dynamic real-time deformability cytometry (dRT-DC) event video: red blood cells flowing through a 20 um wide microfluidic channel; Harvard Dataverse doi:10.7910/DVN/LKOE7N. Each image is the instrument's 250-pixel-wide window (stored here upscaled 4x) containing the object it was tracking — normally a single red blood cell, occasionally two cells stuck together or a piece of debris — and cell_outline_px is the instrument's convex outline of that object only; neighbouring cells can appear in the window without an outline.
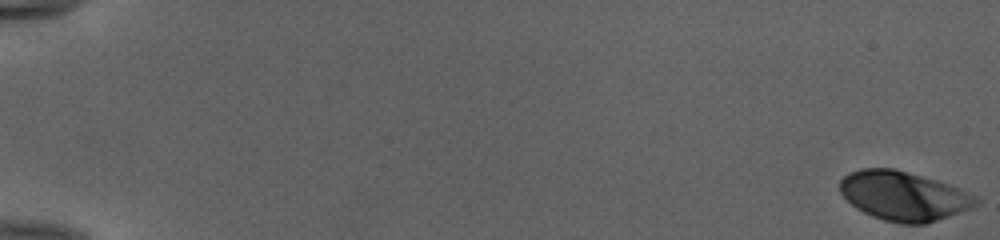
{"species": "human", "species_latin": "Homo sapiens", "temperature_condition": "cold", "stored_images_in_passage": 54, "camera_frame_rate_fps": 3000, "um_per_image_px": 0.085, "donor": {"sex": "female"}, "frame": {"image": 1, "passage_image": 1, "time_ms": 0.0, "image_size_px": [1000, 240], "cell_outline_px": [[980, 204], [972, 208], [924, 224], [900, 224], [884, 220], [872, 216], [856, 208], [840, 192], [840, 180], [848, 172], [860, 168], [896, 168], [936, 180], [948, 184], [968, 192], [976, 196], [980, 200]], "centroid_in_image_um": [76.81, 16.64], "position_along_channel_um": 8.2, "area_um2": 39.07}}
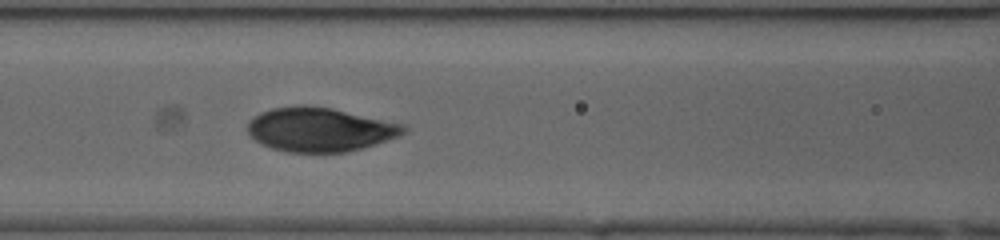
{"frame": {"image": 2, "passage_image": 26, "time_ms": 8.333, "image_size_px": [1000, 240], "cell_outline_px": [[408, 132], [400, 136], [364, 148], [348, 152], [288, 152], [272, 148], [260, 144], [248, 132], [248, 120], [260, 112], [272, 108], [300, 104], [304, 104], [332, 108], [408, 124]], "centroid_in_image_um": [27.25, 11.0], "position_along_channel_um": 139.4, "area_um2": 40.69}}
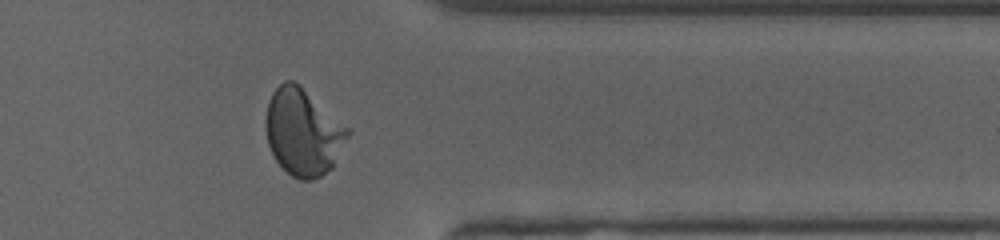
{"frame": {"image": 3, "passage_image": 45, "time_ms": 14.667, "image_size_px": [1000, 240], "cell_outline_px": [[352, 132], [332, 168], [320, 176], [312, 180], [300, 180], [292, 176], [276, 160], [268, 144], [268, 100], [272, 92], [284, 80], [292, 80], [352, 128]], "centroid_in_image_um": [25.83, 11.24], "position_along_channel_um": 385.6, "area_um2": 41.04}, "authors_computed_cell_mechanics": {"area_um2": 39.015, "velocity_mm_per_s": 3.9729, "shape_relaxation_time_tau1_ms": 3.4301, "shape_relaxation_time_tau2_ms": null, "deformation_change_tau1": 0.1861, "deformation_change_tau2": null}}